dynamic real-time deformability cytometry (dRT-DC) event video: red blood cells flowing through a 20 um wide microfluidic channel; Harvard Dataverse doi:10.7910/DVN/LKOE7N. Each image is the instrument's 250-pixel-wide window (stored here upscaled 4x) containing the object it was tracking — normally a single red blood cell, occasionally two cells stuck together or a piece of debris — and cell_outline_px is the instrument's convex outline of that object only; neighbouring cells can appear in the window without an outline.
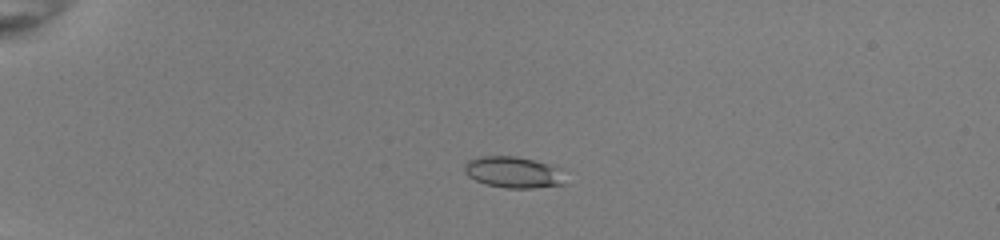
{"species": "common noctule bat (a hibernating species)", "species_latin": "Nyctalus noctula", "temperature_condition": "room temperature", "stored_images_in_passage": 52, "camera_frame_rate_fps": 3000, "um_per_image_px": 0.085, "animal": {"sex": "female", "body_mass_g": 22.0, "forearm_length_mm": 56.7}, "frame": {"image": 1, "passage_image": 14, "time_ms": 4.333, "image_size_px": [1000, 240], "cell_outline_px": [[568, 184], [532, 188], [504, 188], [484, 184], [468, 176], [464, 172], [464, 164], [468, 160], [480, 156], [516, 156], [548, 164], [560, 168]], "centroid_in_image_um": [43.64, 14.65], "position_along_channel_um": 41.4, "area_um2": 18.61}}
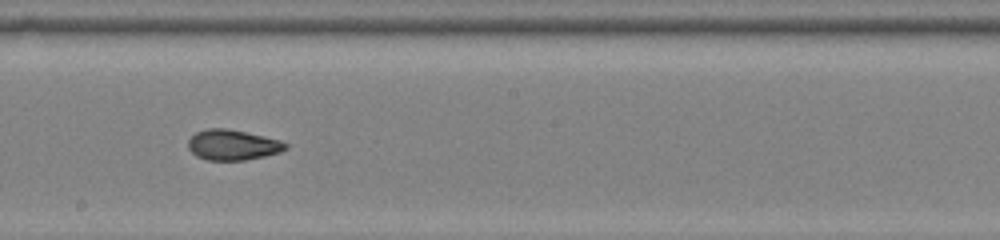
{"frame": {"image": 2, "passage_image": 32, "time_ms": 10.333, "image_size_px": [1000, 240], "cell_outline_px": [[288, 148], [280, 152], [264, 156], [244, 160], [208, 160], [196, 156], [188, 148], [188, 140], [196, 132], [208, 128], [228, 128], [280, 140], [288, 144]], "centroid_in_image_um": [19.77, 12.31], "position_along_channel_um": 228.4, "area_um2": 17.22}}
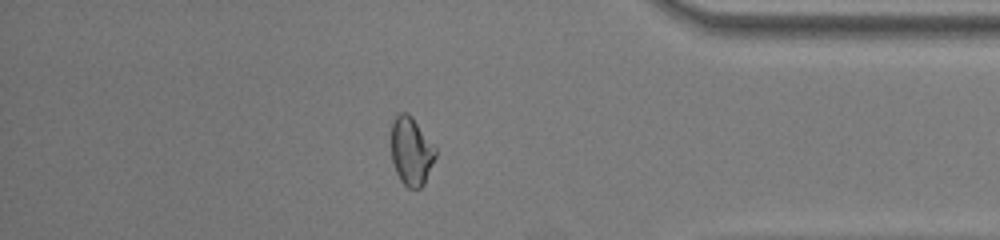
{"frame": {"image": 3, "passage_image": 46, "time_ms": 15.0, "image_size_px": [1000, 240], "cell_outline_px": [[436, 156], [424, 184], [420, 188], [408, 188], [400, 180], [396, 172], [392, 160], [392, 120], [396, 112], [408, 112], [412, 116], [436, 148]], "centroid_in_image_um": [34.95, 12.82], "position_along_channel_um": 400.3, "area_um2": 17.69}, "authors_computed_cell_mechanics": {"area_um2": 18.2937, "velocity_mm_per_s": 4.0337, "shape_relaxation_time_tau1_ms": 10.7401, "shape_relaxation_time_tau2_ms": 1.1242, "deformation_change_tau1": 0.2445, "deformation_change_tau2": 0.0607}}